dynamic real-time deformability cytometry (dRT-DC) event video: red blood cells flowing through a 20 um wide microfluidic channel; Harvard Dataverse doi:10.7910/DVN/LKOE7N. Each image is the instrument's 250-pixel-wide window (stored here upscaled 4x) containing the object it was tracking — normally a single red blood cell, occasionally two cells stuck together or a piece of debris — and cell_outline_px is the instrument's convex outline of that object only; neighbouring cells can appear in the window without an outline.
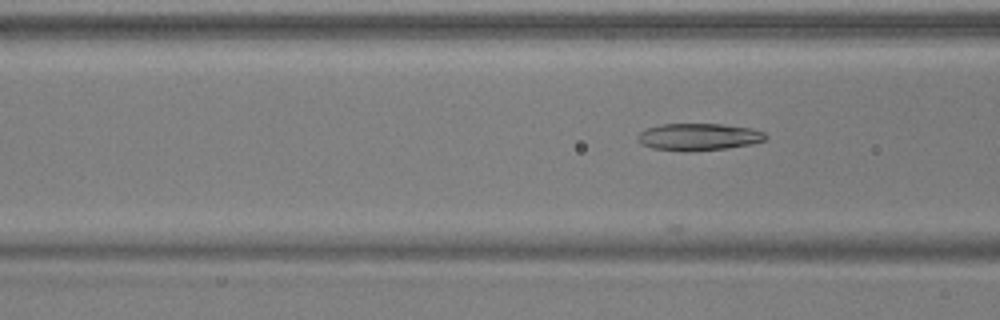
{"species": "common noctule bat (a hibernating species)", "species_latin": "Nyctalus noctula", "temperature_condition": "warm", "stored_images_in_passage": 39, "camera_frame_rate_fps": 3000, "um_per_image_px": 0.085, "animal": {"sex": "male", "body_mass_g": 17.9, "forearm_length_mm": 54.2}, "frame": {"image": 1, "passage_image": 8, "time_ms": 2.333, "image_size_px": [1000, 320], "cell_outline_px": [[768, 136], [764, 140], [752, 144], [728, 148], [692, 152], [684, 152], [652, 148], [640, 144], [636, 140], [636, 136], [640, 132], [648, 128], [660, 124], [724, 124], [752, 128], [764, 132]], "centroid_in_image_um": [59.37, 11.64], "position_along_channel_um": 107.2, "area_um2": 20.58}}
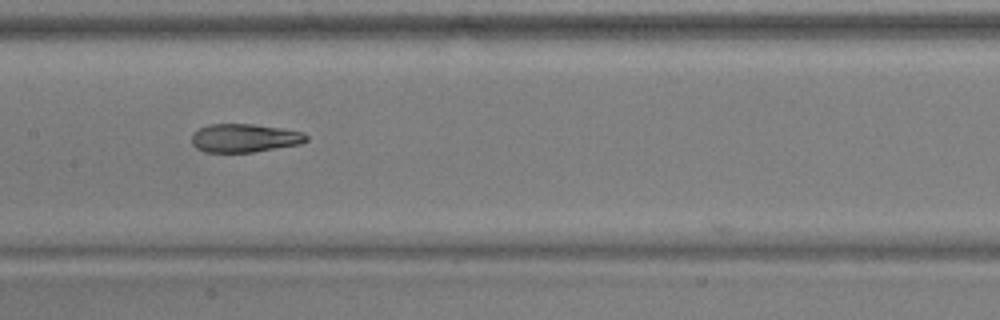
{"frame": {"image": 2, "passage_image": 14, "time_ms": 4.333, "image_size_px": [1000, 320], "cell_outline_px": [[308, 140], [300, 144], [252, 152], [204, 152], [196, 148], [192, 144], [192, 132], [208, 124], [252, 124], [280, 128], [304, 132], [308, 136]], "centroid_in_image_um": [20.77, 11.73], "position_along_channel_um": 186.6, "area_um2": 19.02}}
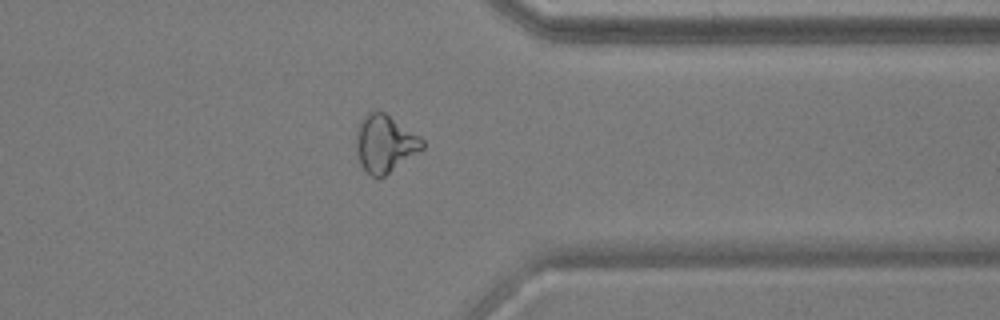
{"frame": {"image": 3, "passage_image": 29, "time_ms": 9.333, "image_size_px": [1000, 320], "cell_outline_px": [[424, 148], [384, 176], [372, 176], [360, 164], [356, 156], [356, 132], [360, 120], [372, 108], [384, 112], [420, 136], [424, 140]], "centroid_in_image_um": [32.69, 12.17], "position_along_channel_um": 378.7, "area_um2": 22.14}, "authors_computed_cell_mechanics": {"area_um2": 19.8254, "velocity_mm_per_s": 3.9396, "shape_relaxation_time_tau1_ms": null, "shape_relaxation_time_tau2_ms": 6.975, "deformation_change_tau1": null, "deformation_change_tau2": 0.0987}}